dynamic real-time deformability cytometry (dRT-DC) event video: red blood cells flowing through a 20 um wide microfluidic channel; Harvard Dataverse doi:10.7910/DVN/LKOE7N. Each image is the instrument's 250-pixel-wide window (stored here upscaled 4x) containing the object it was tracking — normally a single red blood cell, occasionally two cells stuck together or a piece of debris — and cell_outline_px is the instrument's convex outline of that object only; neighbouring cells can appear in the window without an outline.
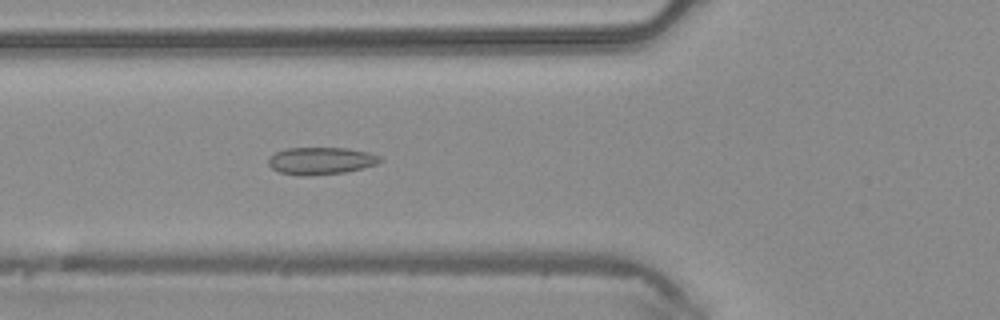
{"species": "common noctule bat (a hibernating species)", "species_latin": "Nyctalus noctula", "temperature_condition": "warm", "stored_images_in_passage": 45, "camera_frame_rate_fps": 3000, "um_per_image_px": 0.085, "animal": {"sex": "male", "body_mass_g": 20.4}, "frame": {"image": 1, "passage_image": 17, "time_ms": 5.333, "image_size_px": [1000, 320], "cell_outline_px": [[384, 160], [376, 164], [344, 172], [280, 172], [272, 168], [268, 164], [268, 160], [276, 152], [284, 148], [348, 148], [368, 152], [380, 156]], "centroid_in_image_um": [27.34, 13.6], "position_along_channel_um": 98.5, "area_um2": 16.65}}
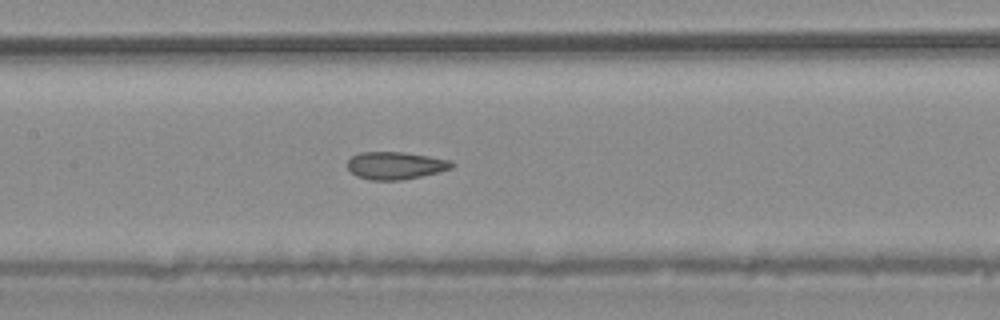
{"frame": {"image": 2, "passage_image": 22, "time_ms": 7.0, "image_size_px": [1000, 320], "cell_outline_px": [[456, 164], [452, 168], [440, 172], [400, 180], [368, 180], [356, 176], [348, 168], [348, 160], [352, 156], [360, 152], [404, 152], [452, 160]], "centroid_in_image_um": [33.64, 14.07], "position_along_channel_um": 173.8, "area_um2": 16.82}}
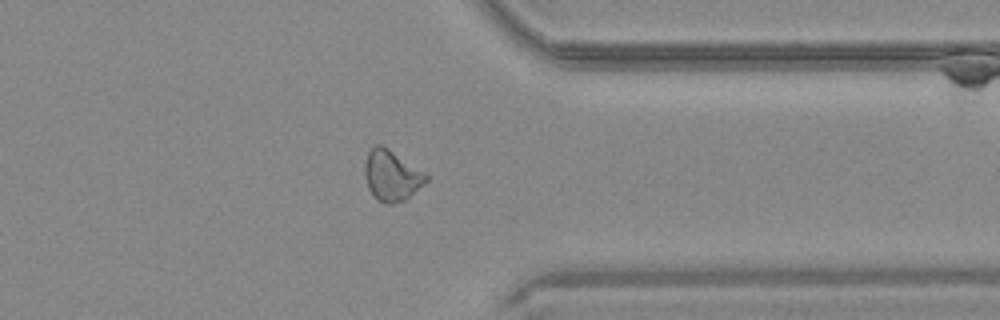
{"frame": {"image": 3, "passage_image": 36, "time_ms": 11.667, "image_size_px": [1000, 320], "cell_outline_px": [[428, 180], [404, 200], [392, 204], [384, 204], [376, 200], [368, 188], [364, 172], [364, 164], [368, 152], [376, 144], [380, 144], [388, 148], [424, 172], [428, 176]], "centroid_in_image_um": [33.25, 14.93], "position_along_channel_um": 378.1, "area_um2": 17.98}}